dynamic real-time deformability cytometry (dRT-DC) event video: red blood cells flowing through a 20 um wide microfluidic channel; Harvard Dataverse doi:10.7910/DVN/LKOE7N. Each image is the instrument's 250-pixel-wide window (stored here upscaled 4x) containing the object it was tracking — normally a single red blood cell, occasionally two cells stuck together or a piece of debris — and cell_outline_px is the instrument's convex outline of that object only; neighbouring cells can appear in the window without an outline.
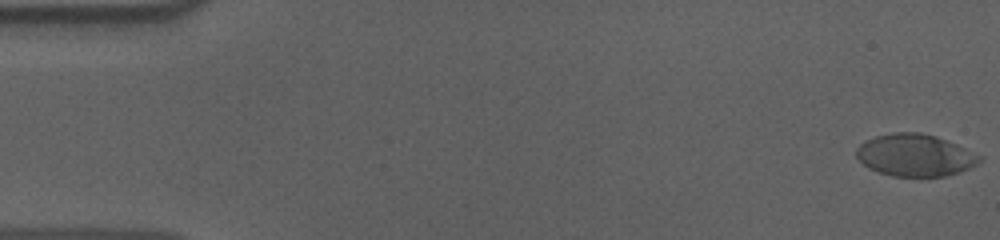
{"species": "human", "species_latin": "Homo sapiens", "temperature_condition": "cold", "stored_images_in_passage": 57, "camera_frame_rate_fps": 3000, "um_per_image_px": 0.085, "donor": {"sex": "male"}, "frame": {"image": 1, "passage_image": 1, "time_ms": 0.0, "image_size_px": [1000, 240], "cell_outline_px": [[980, 160], [976, 164], [960, 172], [944, 176], [892, 176], [868, 168], [856, 156], [856, 148], [860, 144], [876, 136], [892, 132], [920, 132], [936, 136], [956, 144], [980, 156]], "centroid_in_image_um": [77.75, 13.19], "position_along_channel_um": 7.3, "area_um2": 29.88}}
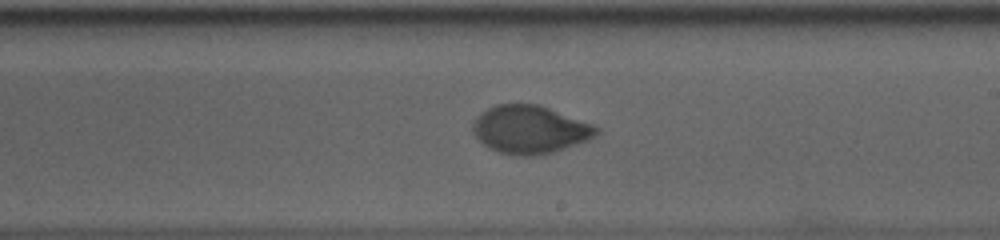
{"frame": {"image": 2, "passage_image": 33, "time_ms": 10.667, "image_size_px": [1000, 240], "cell_outline_px": [[600, 132], [596, 136], [588, 140], [552, 152], [532, 156], [512, 156], [496, 152], [488, 148], [472, 132], [472, 124], [476, 116], [480, 112], [496, 104], [540, 104], [596, 124], [600, 128]], "centroid_in_image_um": [45.06, 11.0], "position_along_channel_um": 243.9, "area_um2": 35.2}}
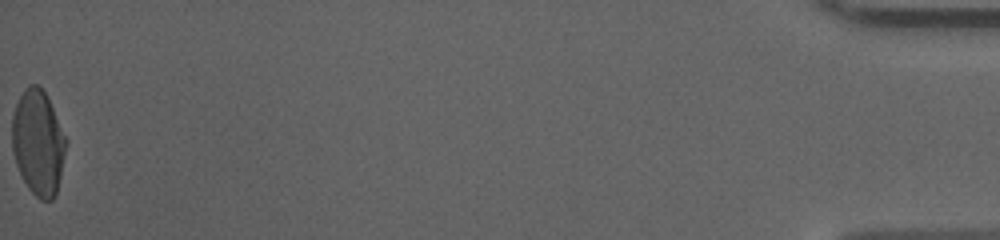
{"frame": {"image": 3, "passage_image": 57, "time_ms": 18.667, "image_size_px": [1000, 240], "cell_outline_px": [[68, 140], [56, 196], [52, 200], [40, 200], [28, 188], [16, 164], [12, 152], [12, 116], [16, 104], [24, 88], [28, 84], [36, 84], [44, 92]], "centroid_in_image_um": [3.24, 12.14], "position_along_channel_um": 432.0, "area_um2": 33.0}, "authors_computed_cell_mechanics": {"area_um2": 33.4084, "velocity_mm_per_s": 3.6184, "shape_relaxation_time_tau1_ms": 4.4989, "shape_relaxation_time_tau2_ms": 0.9984, "deformation_change_tau1": 0.1806, "deformation_change_tau2": 0.0465}}